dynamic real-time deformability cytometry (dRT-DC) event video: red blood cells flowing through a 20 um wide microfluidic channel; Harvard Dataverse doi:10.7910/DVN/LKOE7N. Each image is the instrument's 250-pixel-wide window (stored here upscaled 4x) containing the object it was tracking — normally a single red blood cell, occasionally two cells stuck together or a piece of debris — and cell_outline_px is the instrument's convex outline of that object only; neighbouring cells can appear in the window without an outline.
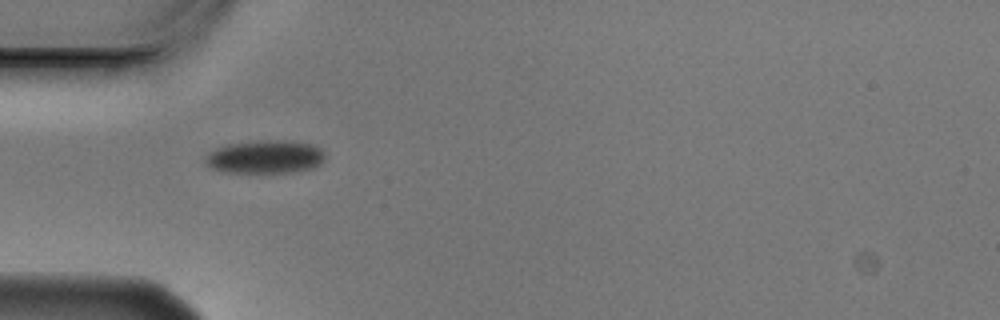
{"species": "Egyptian fruit bat (a non-hibernating species)", "species_latin": "Rousettus aegyptiacus", "temperature_condition": "cold", "stored_images_in_passage": 5, "camera_frame_rate_fps": 3000, "um_per_image_px": 0.085, "animal": {"sex": "male"}, "frame": {"image": 1, "passage_image": 4, "time_ms": 1.0, "image_size_px": [1000, 320], "cell_outline_px": [[324, 160], [320, 164], [312, 168], [288, 172], [224, 172], [212, 168], [204, 160], [216, 148], [224, 144], [260, 140], [292, 140], [316, 144], [324, 152]], "centroid_in_image_um": [22.59, 13.31], "position_along_channel_um": 62.4, "area_um2": 23.24}}
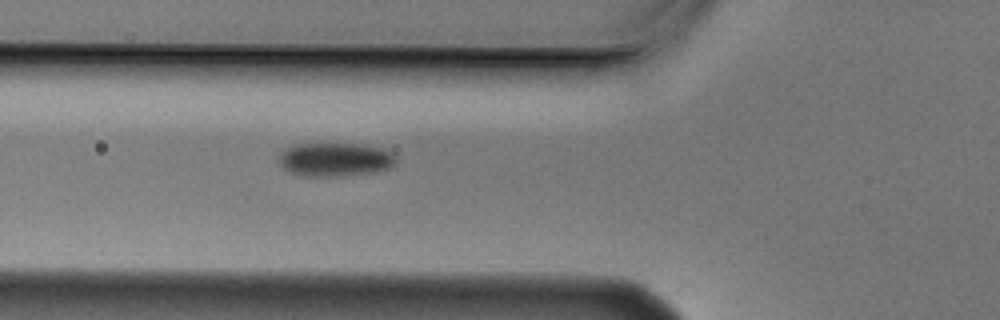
{"frame": {"image": 2, "passage_image": 5, "time_ms": 1.333, "image_size_px": [1000, 320], "cell_outline_px": [[396, 164], [392, 168], [376, 172], [340, 176], [300, 176], [288, 172], [280, 164], [280, 152], [292, 144], [360, 144], [384, 148], [392, 152], [396, 156]], "centroid_in_image_um": [28.52, 13.56], "position_along_channel_um": 97.3, "area_um2": 23.35}}